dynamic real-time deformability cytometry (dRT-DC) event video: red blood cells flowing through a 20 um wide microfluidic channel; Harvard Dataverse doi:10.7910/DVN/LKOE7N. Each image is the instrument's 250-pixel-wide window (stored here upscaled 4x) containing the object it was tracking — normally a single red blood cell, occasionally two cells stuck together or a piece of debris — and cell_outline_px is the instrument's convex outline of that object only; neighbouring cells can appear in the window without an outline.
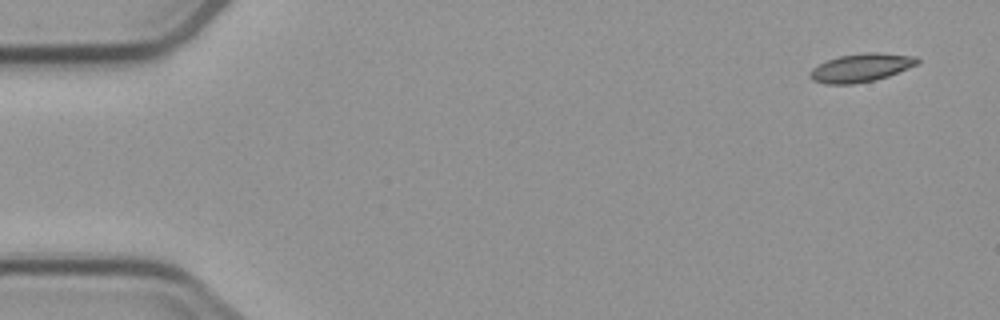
{"species": "common noctule bat (a hibernating species)", "species_latin": "Nyctalus noctula", "temperature_condition": "cold", "stored_images_in_passage": 7, "camera_frame_rate_fps": 3000, "um_per_image_px": 0.085, "animal": {"sex": "male", "body_mass_g": 23.1, "forearm_length_mm": 52.7}, "frame": {"image": 1, "passage_image": 1, "time_ms": 0.0, "image_size_px": [1000, 320], "cell_outline_px": [[920, 60], [916, 64], [908, 68], [888, 76], [876, 80], [852, 84], [824, 84], [812, 80], [808, 76], [808, 72], [812, 68], [828, 60], [840, 56], [864, 52], [880, 52], [916, 56]], "centroid_in_image_um": [73.17, 5.76], "position_along_channel_um": 11.8, "area_um2": 17.8}}
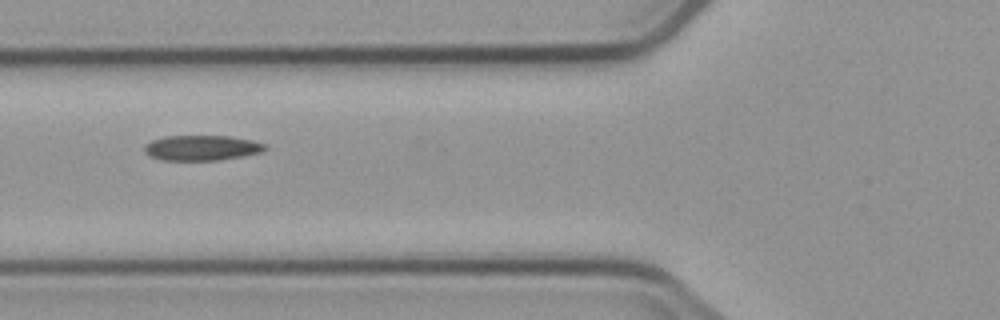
{"frame": {"image": 2, "passage_image": 6, "time_ms": 6.0, "image_size_px": [1000, 320], "cell_outline_px": [[268, 148], [260, 152], [244, 156], [220, 160], [160, 160], [144, 152], [144, 144], [152, 140], [164, 136], [232, 136], [252, 140], [264, 144]], "centroid_in_image_um": [17.14, 12.56], "position_along_channel_um": 108.7, "area_um2": 17.8}}
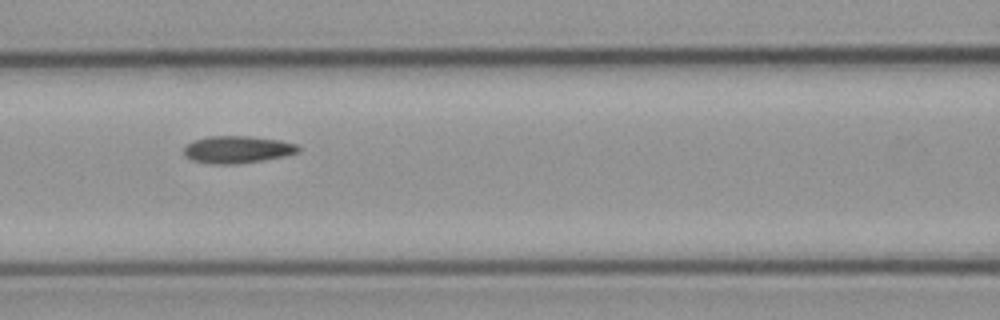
{"frame": {"image": 3, "passage_image": 7, "time_ms": 7.0, "image_size_px": [1000, 320], "cell_outline_px": [[300, 152], [284, 156], [264, 160], [236, 164], [208, 164], [192, 160], [184, 156], [184, 148], [192, 140], [208, 136], [248, 136], [280, 140], [296, 144], [300, 148]], "centroid_in_image_um": [20.16, 12.71], "position_along_channel_um": 146.4, "area_um2": 18.32}}